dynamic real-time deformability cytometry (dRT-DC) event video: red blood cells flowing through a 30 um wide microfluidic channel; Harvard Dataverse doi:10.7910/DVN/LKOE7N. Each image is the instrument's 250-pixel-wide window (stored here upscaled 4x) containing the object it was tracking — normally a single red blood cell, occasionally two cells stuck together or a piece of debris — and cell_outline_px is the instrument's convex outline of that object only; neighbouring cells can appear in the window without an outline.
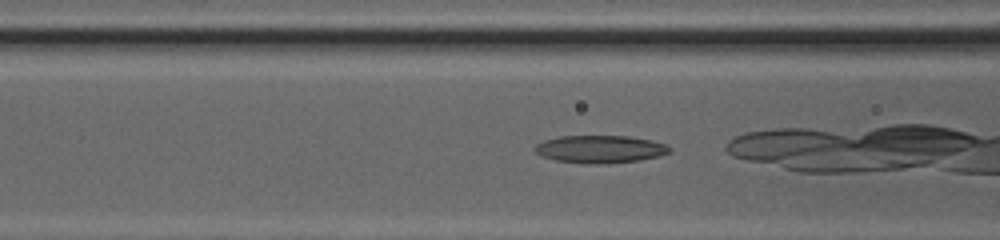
{"species": "common noctule bat (a hibernating species)", "species_latin": "Nyctalus noctula", "temperature_condition": "cold", "stored_images_in_passage": 39, "camera_frame_rate_fps": 3000, "um_per_image_px": 0.085, "animal": {"sex": "female", "body_mass_g": 20.0, "forearm_length_mm": 54.0}, "frame": {"image": 1, "passage_image": 20, "time_ms": 6.333, "image_size_px": [1000, 240], "cell_outline_px": [[672, 152], [660, 156], [640, 160], [608, 164], [584, 164], [556, 160], [540, 156], [532, 148], [536, 144], [544, 140], [560, 136], [628, 136], [652, 140], [664, 144], [672, 148]], "centroid_in_image_um": [51.01, 12.69], "position_along_channel_um": 115.6, "area_um2": 22.02}}
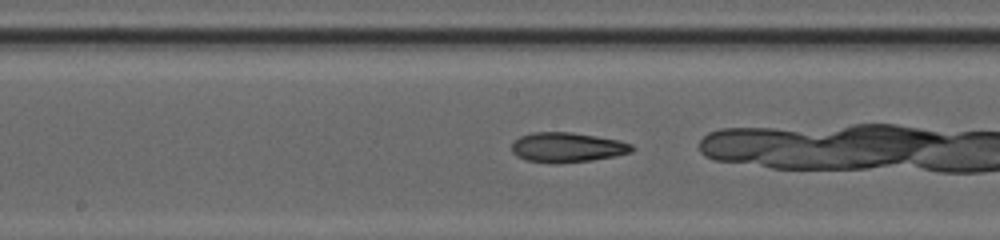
{"frame": {"image": 2, "passage_image": 26, "time_ms": 8.333, "image_size_px": [1000, 240], "cell_outline_px": [[636, 148], [632, 152], [616, 156], [592, 160], [524, 160], [516, 156], [512, 152], [512, 140], [520, 136], [532, 132], [572, 132], [620, 140], [632, 144]], "centroid_in_image_um": [48.25, 12.47], "position_along_channel_um": 200.0, "area_um2": 20.29}}
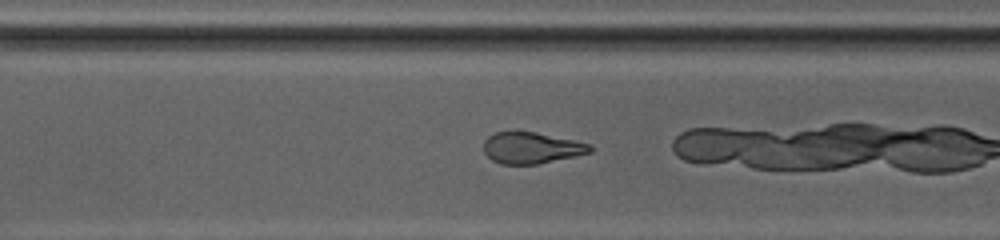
{"frame": {"image": 3, "passage_image": 35, "time_ms": 11.333, "image_size_px": [1000, 240], "cell_outline_px": [[592, 152], [576, 156], [536, 164], [500, 164], [492, 160], [484, 152], [484, 140], [488, 136], [496, 132], [536, 132], [592, 144]], "centroid_in_image_um": [45.18, 12.57], "position_along_channel_um": 325.4, "area_um2": 19.36}}